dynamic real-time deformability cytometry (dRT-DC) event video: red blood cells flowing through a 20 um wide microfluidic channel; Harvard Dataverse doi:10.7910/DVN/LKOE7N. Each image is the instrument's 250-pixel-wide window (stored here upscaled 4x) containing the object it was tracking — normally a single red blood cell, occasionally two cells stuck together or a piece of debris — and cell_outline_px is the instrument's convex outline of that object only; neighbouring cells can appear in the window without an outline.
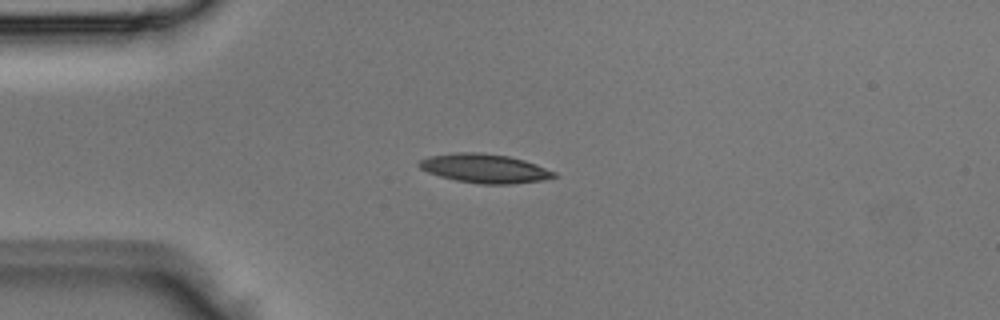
{"species": "Egyptian fruit bat (a non-hibernating species)", "species_latin": "Rousettus aegyptiacus", "temperature_condition": "room temperature", "stored_images_in_passage": 3, "camera_frame_rate_fps": 3000, "um_per_image_px": 0.085, "animal": {"sex": "male"}, "frame": {"image": 1, "passage_image": 3, "time_ms": 0.667, "image_size_px": [1000, 320], "cell_outline_px": [[560, 176], [544, 180], [512, 184], [480, 184], [456, 180], [440, 176], [428, 172], [420, 168], [416, 164], [420, 160], [428, 156], [456, 152], [480, 152], [508, 156], [524, 160], [536, 164], [556, 172]], "centroid_in_image_um": [41.21, 14.31], "position_along_channel_um": 43.8, "area_um2": 22.95}}